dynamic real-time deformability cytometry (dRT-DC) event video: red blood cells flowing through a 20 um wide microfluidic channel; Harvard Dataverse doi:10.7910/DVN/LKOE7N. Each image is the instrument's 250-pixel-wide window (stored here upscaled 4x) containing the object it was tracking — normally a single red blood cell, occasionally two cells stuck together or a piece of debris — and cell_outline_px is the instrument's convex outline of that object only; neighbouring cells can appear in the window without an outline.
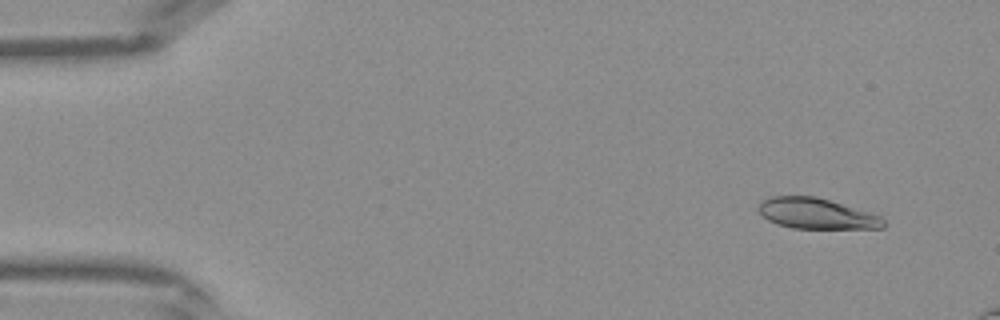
{"species": "Egyptian fruit bat (a non-hibernating species)", "species_latin": "Rousettus aegyptiacus", "temperature_condition": "warm", "stored_images_in_passage": 12, "camera_frame_rate_fps": 3000, "um_per_image_px": 0.085, "frame": {"image": 1, "passage_image": 4, "time_ms": 1.0, "image_size_px": [1000, 320], "cell_outline_px": [[884, 228], [792, 228], [776, 224], [768, 220], [756, 208], [768, 196], [816, 196], [880, 216], [884, 220]], "centroid_in_image_um": [69.35, 18.15], "position_along_channel_um": 15.6, "area_um2": 22.02}}